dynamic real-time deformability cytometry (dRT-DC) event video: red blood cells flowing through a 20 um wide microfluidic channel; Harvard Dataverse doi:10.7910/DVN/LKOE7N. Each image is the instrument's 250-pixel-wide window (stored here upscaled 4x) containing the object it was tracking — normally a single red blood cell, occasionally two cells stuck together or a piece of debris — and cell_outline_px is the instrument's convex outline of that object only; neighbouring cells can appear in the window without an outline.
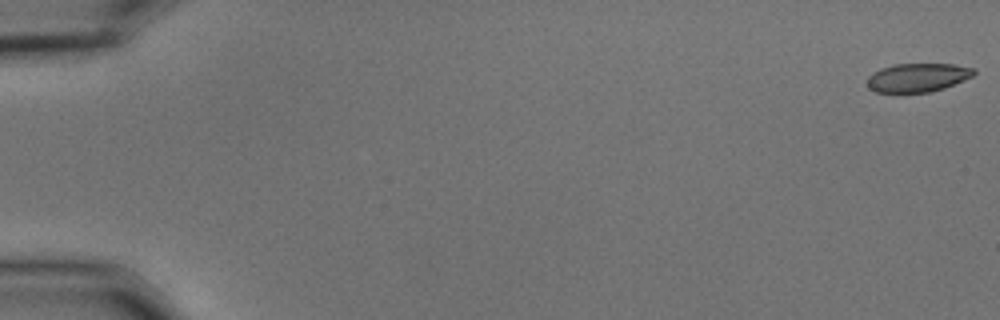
{"species": "common noctule bat (a hibernating species)", "species_latin": "Nyctalus noctula", "temperature_condition": "cold", "stored_images_in_passage": 56, "camera_frame_rate_fps": 3000, "um_per_image_px": 0.085, "animal": {"sex": "male", "body_mass_g": 15.6}, "frame": {"image": 1, "passage_image": 1, "time_ms": 0.0, "image_size_px": [1000, 320], "cell_outline_px": [[976, 72], [972, 76], [964, 80], [944, 88], [932, 92], [876, 92], [868, 88], [868, 76], [872, 72], [880, 68], [892, 64], [956, 64], [976, 68]], "centroid_in_image_um": [78.01, 6.58], "position_along_channel_um": 7.0, "area_um2": 17.98}}
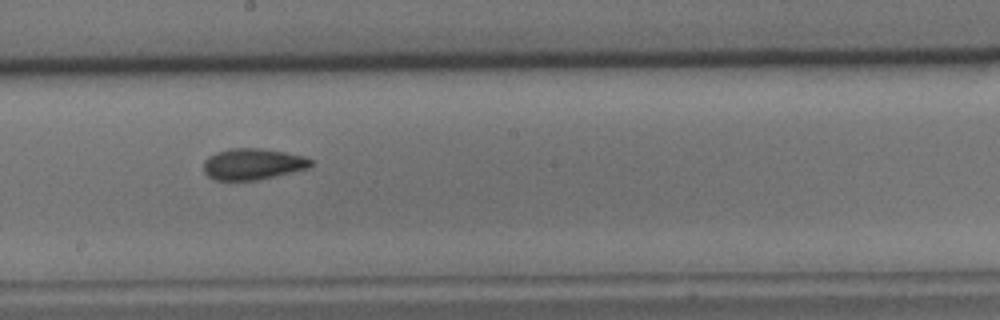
{"frame": {"image": 2, "passage_image": 32, "time_ms": 10.333, "image_size_px": [1000, 320], "cell_outline_px": [[312, 164], [308, 168], [276, 176], [256, 180], [212, 180], [204, 172], [204, 160], [208, 156], [216, 152], [228, 148], [260, 148], [284, 152], [304, 156], [312, 160]], "centroid_in_image_um": [21.45, 13.94], "position_along_channel_um": 226.7, "area_um2": 19.59}}
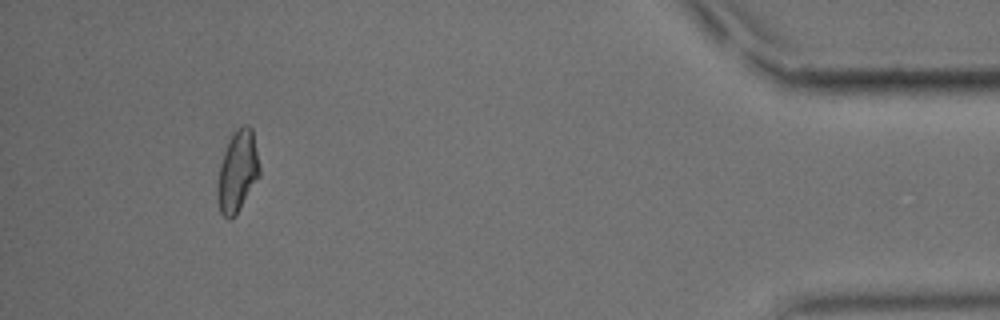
{"frame": {"image": 3, "passage_image": 52, "time_ms": 17.0, "image_size_px": [1000, 320], "cell_outline_px": [[260, 176], [240, 208], [228, 220], [220, 212], [216, 196], [216, 192], [220, 164], [224, 152], [232, 132], [236, 128], [244, 124], [248, 124], [252, 128], [260, 168]], "centroid_in_image_um": [20.19, 14.54], "position_along_channel_um": 415.0, "area_um2": 19.94}, "authors_computed_cell_mechanics": {"area_um2": 19.5942, "velocity_mm_per_s": 3.6821, "shape_relaxation_time_tau1_ms": 8.5433, "shape_relaxation_time_tau2_ms": 3.705, "deformation_change_tau1": 0.185, "deformation_change_tau2": 0.0848}}